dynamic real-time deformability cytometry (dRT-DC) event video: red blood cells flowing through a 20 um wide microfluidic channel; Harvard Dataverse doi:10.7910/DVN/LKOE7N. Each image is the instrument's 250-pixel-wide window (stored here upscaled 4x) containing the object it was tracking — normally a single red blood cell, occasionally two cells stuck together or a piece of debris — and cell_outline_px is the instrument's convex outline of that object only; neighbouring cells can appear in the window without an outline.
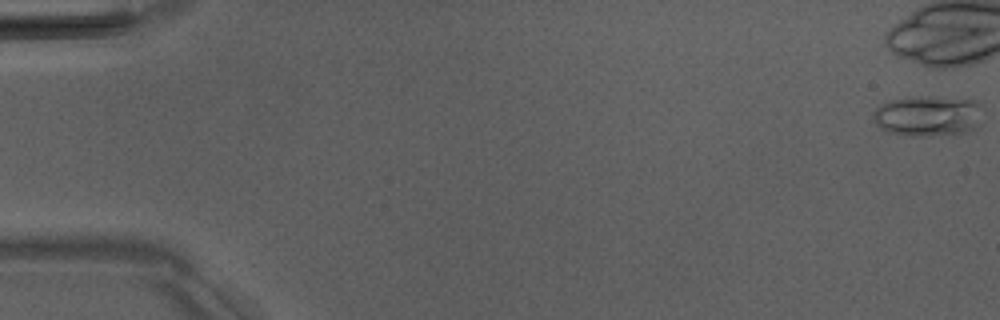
{"species": "Egyptian fruit bat (a non-hibernating species)", "species_latin": "Rousettus aegyptiacus", "temperature_condition": "room temperature", "stored_images_in_passage": 21, "camera_frame_rate_fps": 3000, "um_per_image_px": 0.085, "animal": {"sex": "male"}, "frame": {"image": 1, "passage_image": 1, "time_ms": 0.0, "image_size_px": [1000, 320], "cell_outline_px": [[980, 104], [972, 128], [964, 132], [932, 136], [908, 136], [888, 132], [880, 128], [872, 120], [872, 116], [876, 108], [888, 100], [912, 96], [936, 96], [976, 100]], "centroid_in_image_um": [78.74, 9.83], "position_along_channel_um": 6.3, "area_um2": 25.66}}